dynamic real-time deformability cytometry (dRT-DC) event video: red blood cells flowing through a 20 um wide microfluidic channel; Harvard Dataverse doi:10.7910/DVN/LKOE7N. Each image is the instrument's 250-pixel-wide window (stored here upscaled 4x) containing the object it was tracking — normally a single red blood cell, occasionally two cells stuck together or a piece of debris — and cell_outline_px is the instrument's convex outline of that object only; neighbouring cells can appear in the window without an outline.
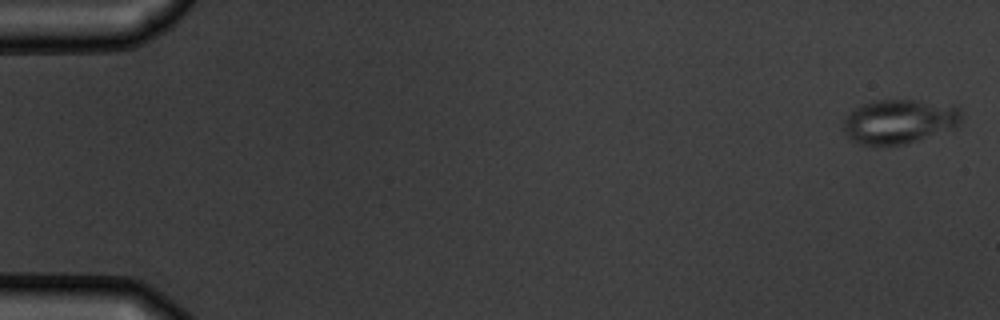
{"species": "common noctule bat (a hibernating species)", "species_latin": "Nyctalus noctula", "temperature_condition": "warm", "stored_images_in_passage": 6, "camera_frame_rate_fps": 3000, "um_per_image_px": 0.085, "animal": {"sex": "male", "body_mass_g": 19.5, "forearm_length_mm": 54.6}, "frame": {"image": 1, "passage_image": 1, "time_ms": 0.0, "image_size_px": [1000, 320], "cell_outline_px": [[964, 116], [960, 124], [904, 144], [860, 144], [852, 140], [844, 132], [844, 120], [860, 104], [872, 100], [916, 100], [956, 104], [964, 112]], "centroid_in_image_um": [76.48, 10.27], "position_along_channel_um": 8.5, "area_um2": 30.23}}